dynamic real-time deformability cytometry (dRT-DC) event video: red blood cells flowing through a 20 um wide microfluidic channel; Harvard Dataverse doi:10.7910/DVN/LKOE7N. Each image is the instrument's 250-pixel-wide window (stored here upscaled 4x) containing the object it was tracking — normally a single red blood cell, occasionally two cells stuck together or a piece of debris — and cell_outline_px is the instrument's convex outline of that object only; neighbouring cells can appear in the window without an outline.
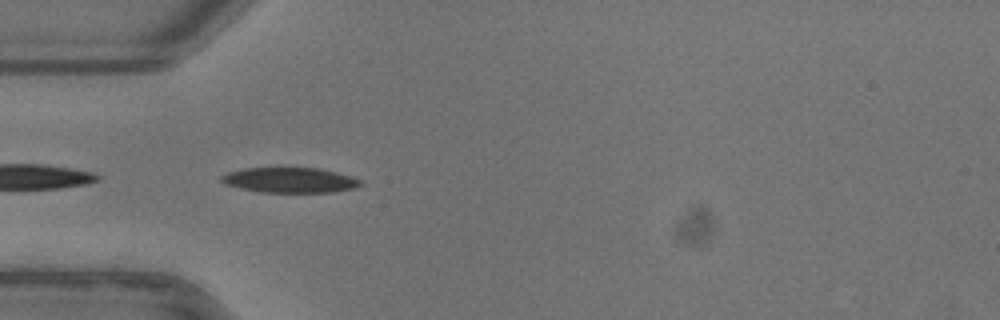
{"species": "common noctule bat (a hibernating species)", "species_latin": "Nyctalus noctula", "temperature_condition": "warm", "stored_images_in_passage": 33, "camera_frame_rate_fps": 3000, "um_per_image_px": 0.085, "animal": {"sex": "female"}, "frame": {"image": 1, "passage_image": 1, "time_ms": 0.0, "image_size_px": [1000, 320], "cell_outline_px": [[364, 184], [352, 188], [332, 192], [260, 192], [240, 188], [224, 184], [220, 180], [220, 176], [228, 172], [244, 168], [320, 168], [336, 172], [360, 180]], "centroid_in_image_um": [24.59, 15.31], "position_along_channel_um": 60.4, "area_um2": 20.29}, "authors_computed_cell_mechanics": {"area_um2": 20.808, "velocity_mm_per_s": 3.9462, "shape_relaxation_time_tau1_ms": 3.6708, "shape_relaxation_time_tau2_ms": 2.9996, "deformation_change_tau1": 0.1675, "deformation_change_tau2": 0.0908}}